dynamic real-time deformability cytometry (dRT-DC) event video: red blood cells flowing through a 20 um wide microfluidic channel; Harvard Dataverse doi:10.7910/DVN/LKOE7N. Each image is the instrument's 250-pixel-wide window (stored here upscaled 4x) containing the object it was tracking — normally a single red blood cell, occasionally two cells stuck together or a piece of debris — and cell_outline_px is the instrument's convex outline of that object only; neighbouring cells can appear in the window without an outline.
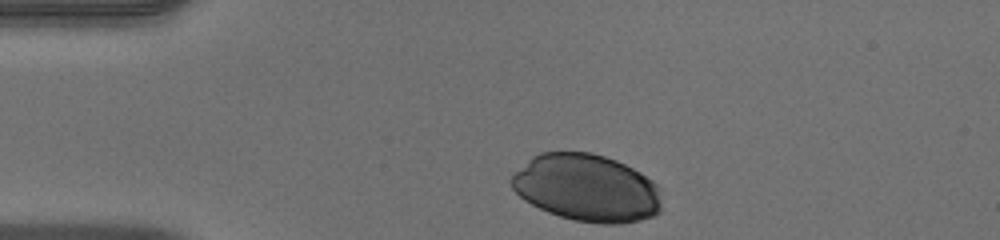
{"species": "human", "species_latin": "Homo sapiens", "temperature_condition": "warm", "stored_images_in_passage": 31, "camera_frame_rate_fps": 3000, "um_per_image_px": 0.085, "donor": {"sex": "male"}, "frame": {"image": 1, "passage_image": 1, "time_ms": 0.0, "image_size_px": [1000, 240], "cell_outline_px": [[660, 212], [652, 216], [640, 220], [620, 224], [600, 224], [576, 220], [560, 216], [548, 212], [524, 200], [512, 188], [512, 176], [532, 156], [540, 152], [592, 152], [616, 160], [640, 172], [652, 180], [656, 184], [660, 204]], "centroid_in_image_um": [49.87, 15.97], "position_along_channel_um": 35.1, "area_um2": 58.55}}